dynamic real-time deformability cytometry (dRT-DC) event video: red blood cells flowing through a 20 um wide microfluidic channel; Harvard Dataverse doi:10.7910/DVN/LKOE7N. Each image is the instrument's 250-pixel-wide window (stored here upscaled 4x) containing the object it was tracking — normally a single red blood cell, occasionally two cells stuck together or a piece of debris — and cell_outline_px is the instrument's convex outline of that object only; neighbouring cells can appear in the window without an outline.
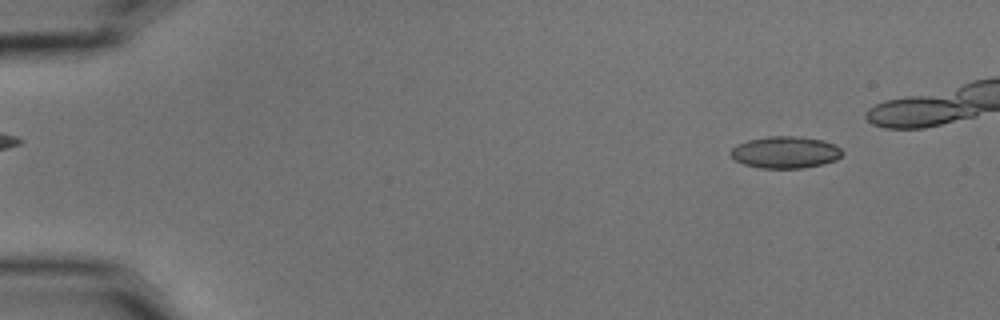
{"species": "common noctule bat (a hibernating species)", "species_latin": "Nyctalus noctula", "temperature_condition": "cold", "stored_images_in_passage": 3, "camera_frame_rate_fps": 3000, "um_per_image_px": 0.085, "animal": {"sex": "male", "body_mass_g": 15.6}, "frame": {"image": 1, "passage_image": 1, "time_ms": 0.0, "image_size_px": [1000, 320], "cell_outline_px": [[844, 152], [836, 160], [824, 164], [804, 168], [760, 168], [744, 164], [736, 160], [728, 152], [736, 144], [748, 140], [768, 136], [800, 136], [824, 140], [840, 148]], "centroid_in_image_um": [66.75, 12.94], "position_along_channel_um": 18.2, "area_um2": 20.87}}